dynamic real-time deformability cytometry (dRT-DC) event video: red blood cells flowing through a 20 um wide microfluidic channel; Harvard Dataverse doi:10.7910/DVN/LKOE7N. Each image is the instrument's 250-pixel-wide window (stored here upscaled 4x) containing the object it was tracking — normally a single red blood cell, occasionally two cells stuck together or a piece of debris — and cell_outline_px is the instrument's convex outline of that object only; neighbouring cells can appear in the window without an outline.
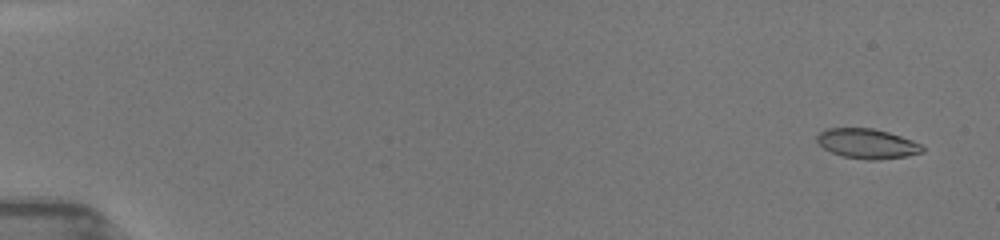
{"species": "common noctule bat (a hibernating species)", "species_latin": "Nyctalus noctula", "temperature_condition": "room temperature", "stored_images_in_passage": 38, "camera_frame_rate_fps": 3000, "um_per_image_px": 0.085, "animal": {"sex": "female", "body_mass_g": 19.5, "forearm_length_mm": 54.1}, "frame": {"image": 1, "passage_image": 2, "time_ms": 0.667, "image_size_px": [1000, 240], "cell_outline_px": [[924, 152], [908, 156], [880, 160], [868, 160], [844, 156], [832, 152], [824, 148], [816, 140], [816, 136], [820, 132], [828, 128], [872, 128], [888, 132], [912, 140], [920, 144], [924, 148]], "centroid_in_image_um": [73.73, 12.21], "position_along_channel_um": 11.3, "area_um2": 18.26}}
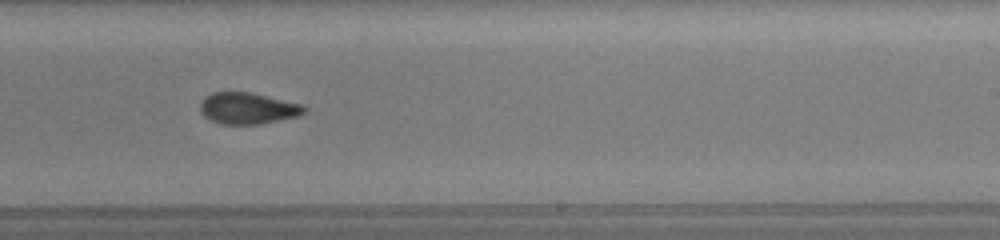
{"frame": {"image": 2, "passage_image": 24, "time_ms": 11.0, "image_size_px": [1000, 240], "cell_outline_px": [[308, 112], [300, 116], [280, 120], [256, 124], [220, 124], [208, 120], [200, 112], [200, 100], [204, 96], [212, 92], [252, 92], [304, 104], [308, 108]], "centroid_in_image_um": [21.08, 9.2], "position_along_channel_um": 267.9, "area_um2": 19.59}}
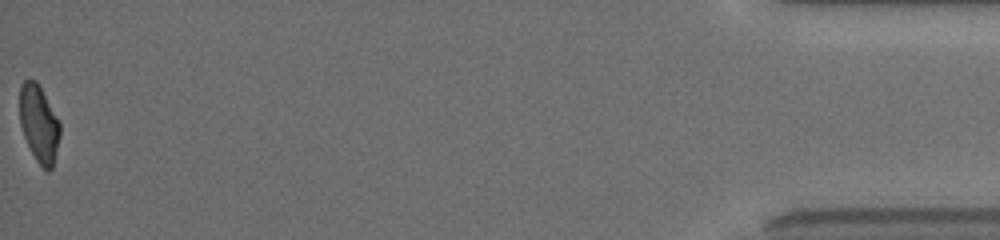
{"frame": {"image": 3, "passage_image": 38, "time_ms": 17.333, "image_size_px": [1000, 240], "cell_outline_px": [[60, 136], [52, 168], [48, 172], [36, 160], [24, 136], [20, 124], [20, 84], [24, 80], [36, 80], [60, 124]], "centroid_in_image_um": [3.3, 10.52], "position_along_channel_um": 431.9, "area_um2": 17.69}, "authors_computed_cell_mechanics": {"area_um2": 19.0162, "velocity_mm_per_s": 3.9801, "shape_relaxation_time_tau1_ms": 4.7432, "shape_relaxation_time_tau2_ms": 2.4748, "deformation_change_tau1": 0.1421, "deformation_change_tau2": 0.073}}